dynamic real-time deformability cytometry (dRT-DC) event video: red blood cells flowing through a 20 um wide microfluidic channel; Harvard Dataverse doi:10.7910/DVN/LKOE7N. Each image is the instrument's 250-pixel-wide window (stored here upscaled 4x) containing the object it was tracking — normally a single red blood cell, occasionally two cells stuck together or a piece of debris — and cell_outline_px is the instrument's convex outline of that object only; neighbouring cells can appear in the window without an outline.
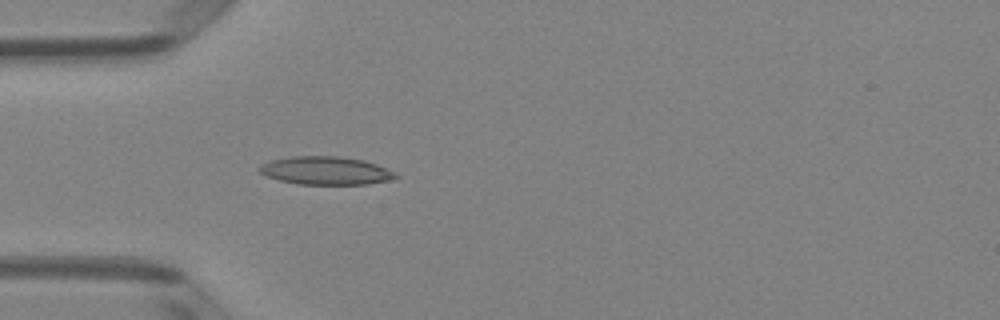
{"species": "Egyptian fruit bat (a non-hibernating species)", "species_latin": "Rousettus aegyptiacus", "temperature_condition": "room temperature", "stored_images_in_passage": 4, "camera_frame_rate_fps": 3000, "um_per_image_px": 0.085, "animal": {"sex": "female"}, "frame": {"image": 1, "passage_image": 4, "time_ms": 1.0, "image_size_px": [1000, 320], "cell_outline_px": [[400, 176], [396, 180], [368, 184], [296, 184], [280, 180], [268, 176], [260, 172], [256, 168], [260, 164], [268, 160], [292, 156], [340, 156], [364, 160], [376, 164], [396, 172]], "centroid_in_image_um": [27.72, 14.5], "position_along_channel_um": 57.3, "area_um2": 22.72}}